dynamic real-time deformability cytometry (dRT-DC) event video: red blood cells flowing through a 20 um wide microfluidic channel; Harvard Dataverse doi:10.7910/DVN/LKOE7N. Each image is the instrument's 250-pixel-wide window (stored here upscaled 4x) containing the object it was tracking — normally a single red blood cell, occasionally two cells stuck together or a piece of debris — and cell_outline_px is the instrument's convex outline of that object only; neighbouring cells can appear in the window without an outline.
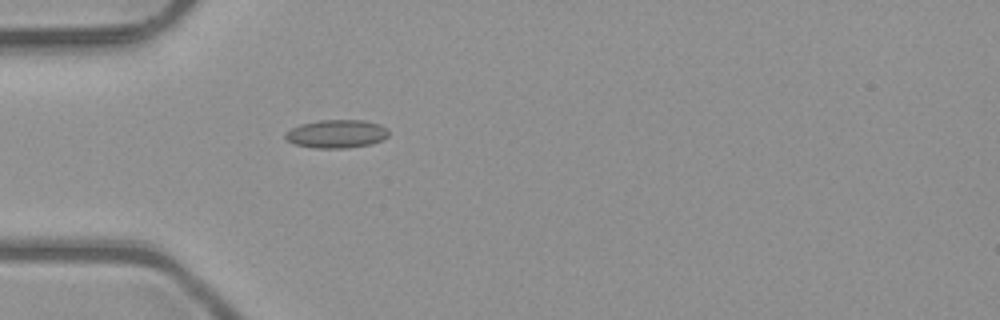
{"species": "common noctule bat (a hibernating species)", "species_latin": "Nyctalus noctula", "temperature_condition": "room temperature", "stored_images_in_passage": 2, "camera_frame_rate_fps": 3000, "um_per_image_px": 0.085, "animal": {"sex": "male", "body_mass_g": 23.1, "forearm_length_mm": 52.7}, "frame": {"image": 1, "passage_image": 2, "time_ms": 0.333, "image_size_px": [1000, 320], "cell_outline_px": [[388, 136], [372, 144], [344, 148], [316, 148], [296, 144], [288, 140], [284, 136], [292, 128], [300, 124], [320, 120], [364, 120], [380, 124], [388, 128]], "centroid_in_image_um": [28.65, 11.37], "position_along_channel_um": 56.4, "area_um2": 16.88}}